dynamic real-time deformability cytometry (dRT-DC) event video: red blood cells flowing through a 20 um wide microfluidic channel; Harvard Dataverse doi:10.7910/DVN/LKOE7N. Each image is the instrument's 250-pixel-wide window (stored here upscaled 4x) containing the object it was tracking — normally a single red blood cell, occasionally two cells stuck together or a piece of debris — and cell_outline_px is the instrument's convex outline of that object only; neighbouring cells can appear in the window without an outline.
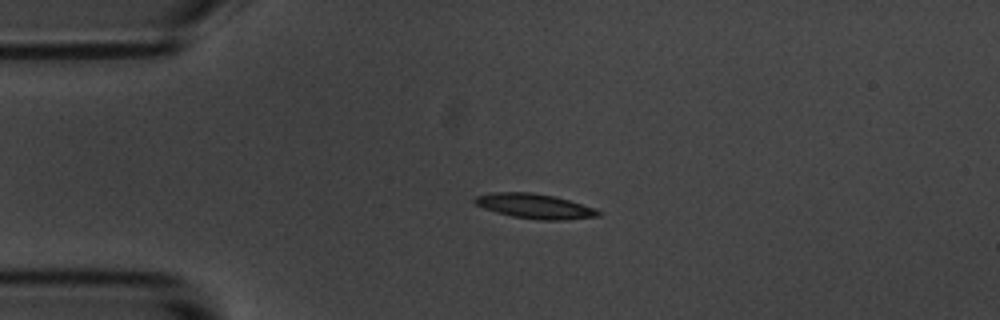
{"species": "common noctule bat (a hibernating species)", "species_latin": "Nyctalus noctula", "temperature_condition": "room temperature", "stored_images_in_passage": 4, "camera_frame_rate_fps": 3000, "um_per_image_px": 0.085, "animal": {"sex": "male", "body_mass_g": 20.1, "forearm_length_mm": 53.5}, "frame": {"image": 1, "passage_image": 3, "time_ms": 2.333, "image_size_px": [1000, 320], "cell_outline_px": [[604, 212], [600, 216], [568, 220], [540, 220], [512, 216], [496, 212], [484, 208], [476, 204], [472, 200], [476, 196], [492, 192], [532, 192], [556, 196], [596, 208]], "centroid_in_image_um": [45.51, 17.52], "position_along_channel_um": 39.5, "area_um2": 18.09}}